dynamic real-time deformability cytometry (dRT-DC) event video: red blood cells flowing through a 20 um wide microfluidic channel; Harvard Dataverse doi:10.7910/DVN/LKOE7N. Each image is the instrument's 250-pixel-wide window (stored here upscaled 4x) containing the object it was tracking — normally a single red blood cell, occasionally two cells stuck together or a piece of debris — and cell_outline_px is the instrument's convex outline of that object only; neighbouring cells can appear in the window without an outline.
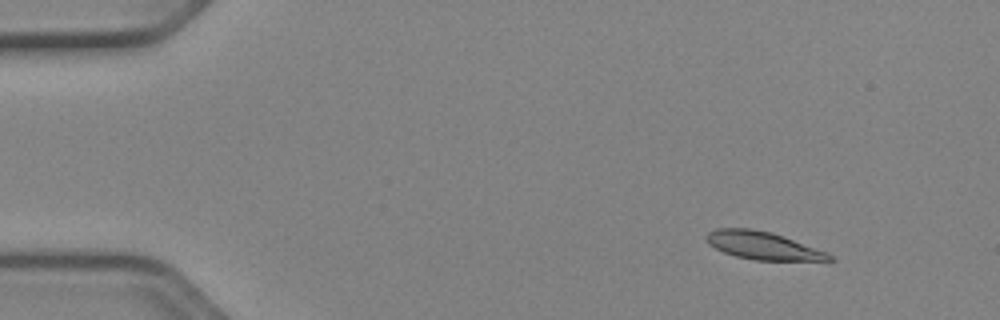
{"species": "Egyptian fruit bat (a non-hibernating species)", "species_latin": "Rousettus aegyptiacus", "temperature_condition": "cold", "stored_images_in_passage": 53, "camera_frame_rate_fps": 3000, "um_per_image_px": 0.085, "animal": {"sex": "female"}, "frame": {"image": 1, "passage_image": 7, "time_ms": 2.0, "image_size_px": [1000, 320], "cell_outline_px": [[836, 260], [752, 260], [736, 256], [724, 252], [716, 248], [704, 236], [708, 232], [716, 228], [752, 228], [772, 232], [828, 252]], "centroid_in_image_um": [64.86, 20.86], "position_along_channel_um": 20.1, "area_um2": 19.77}}
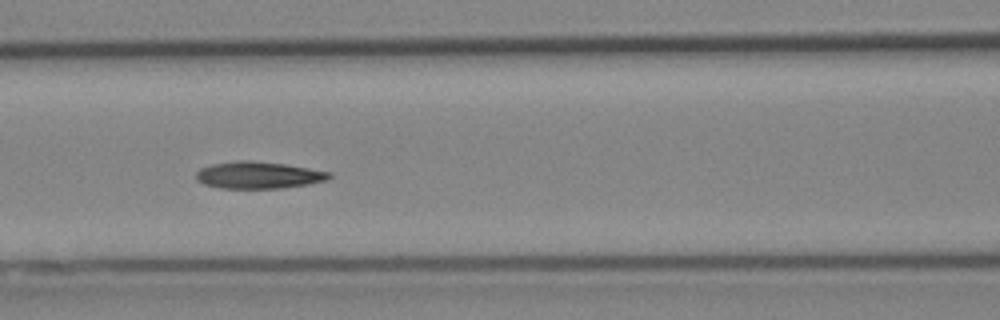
{"frame": {"image": 2, "passage_image": 24, "time_ms": 7.667, "image_size_px": [1000, 320], "cell_outline_px": [[332, 176], [328, 180], [308, 184], [280, 188], [220, 188], [204, 184], [196, 180], [196, 172], [200, 168], [212, 164], [240, 160], [248, 160], [284, 164], [332, 172]], "centroid_in_image_um": [21.97, 14.88], "position_along_channel_um": 144.6, "area_um2": 20.87}}
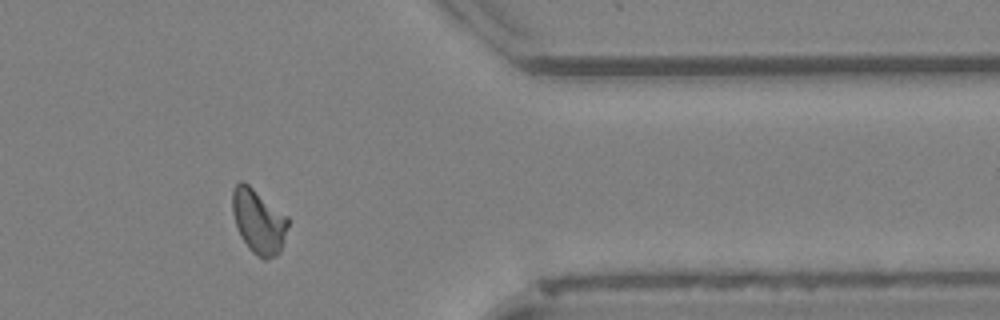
{"frame": {"image": 3, "passage_image": 44, "time_ms": 14.333, "image_size_px": [1000, 320], "cell_outline_px": [[288, 224], [280, 252], [276, 256], [268, 260], [264, 260], [256, 256], [248, 248], [240, 236], [232, 212], [232, 188], [240, 180], [244, 180], [288, 216]], "centroid_in_image_um": [21.96, 18.8], "position_along_channel_um": 389.4, "area_um2": 21.15}, "authors_computed_cell_mechanics": {"area_um2": 20.4034, "velocity_mm_per_s": 3.9238, "shape_relaxation_time_tau1_ms": 7.8862, "shape_relaxation_time_tau2_ms": 3.2262, "deformation_change_tau1": 0.1621, "deformation_change_tau2": 0.0842}}